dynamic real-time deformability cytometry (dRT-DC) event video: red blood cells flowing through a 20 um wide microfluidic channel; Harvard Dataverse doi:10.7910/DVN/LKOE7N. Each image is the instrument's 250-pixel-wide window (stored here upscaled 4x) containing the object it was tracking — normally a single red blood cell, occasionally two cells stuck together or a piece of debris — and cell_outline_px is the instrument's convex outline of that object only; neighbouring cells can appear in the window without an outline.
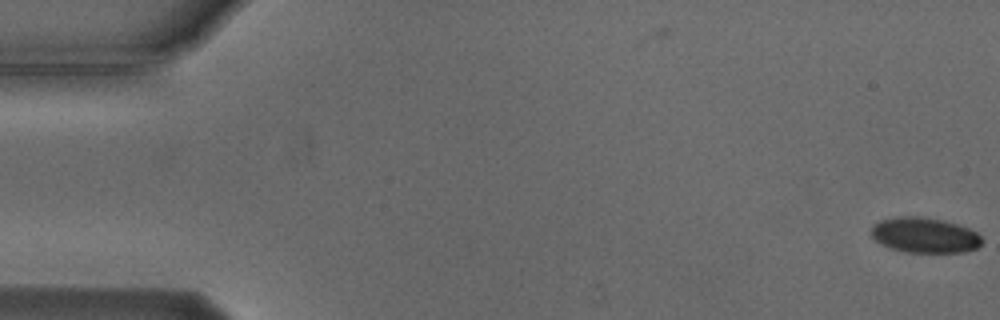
{"species": "Egyptian fruit bat (a non-hibernating species)", "species_latin": "Rousettus aegyptiacus", "temperature_condition": "cold", "stored_images_in_passage": 2, "camera_frame_rate_fps": 3000, "um_per_image_px": 0.085, "animal": {"sex": "male"}, "frame": {"image": 1, "passage_image": 2, "time_ms": 1.333, "image_size_px": [1000, 320], "cell_outline_px": [[980, 244], [976, 248], [964, 252], [904, 252], [892, 248], [876, 240], [872, 236], [872, 228], [880, 220], [896, 216], [920, 216], [944, 220], [968, 228], [976, 232], [980, 236]], "centroid_in_image_um": [78.6, 19.98], "position_along_channel_um": 6.4, "area_um2": 22.48}}